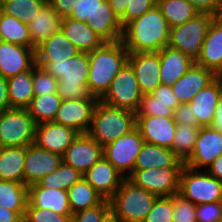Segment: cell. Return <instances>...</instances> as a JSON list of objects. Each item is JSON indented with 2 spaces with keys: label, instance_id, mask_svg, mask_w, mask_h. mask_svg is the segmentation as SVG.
Masks as SVG:
<instances>
[{
  "label": "cell",
  "instance_id": "277c9868",
  "mask_svg": "<svg viewBox=\"0 0 222 222\" xmlns=\"http://www.w3.org/2000/svg\"><path fill=\"white\" fill-rule=\"evenodd\" d=\"M135 128V112L109 106L99 100L87 133L104 147Z\"/></svg>",
  "mask_w": 222,
  "mask_h": 222
},
{
  "label": "cell",
  "instance_id": "d6986e66",
  "mask_svg": "<svg viewBox=\"0 0 222 222\" xmlns=\"http://www.w3.org/2000/svg\"><path fill=\"white\" fill-rule=\"evenodd\" d=\"M79 132L54 121L36 125L35 144L50 152L63 155Z\"/></svg>",
  "mask_w": 222,
  "mask_h": 222
},
{
  "label": "cell",
  "instance_id": "ac0fdd59",
  "mask_svg": "<svg viewBox=\"0 0 222 222\" xmlns=\"http://www.w3.org/2000/svg\"><path fill=\"white\" fill-rule=\"evenodd\" d=\"M176 127L173 117L136 116V128L148 144L172 149Z\"/></svg>",
  "mask_w": 222,
  "mask_h": 222
},
{
  "label": "cell",
  "instance_id": "d590c367",
  "mask_svg": "<svg viewBox=\"0 0 222 222\" xmlns=\"http://www.w3.org/2000/svg\"><path fill=\"white\" fill-rule=\"evenodd\" d=\"M157 6L161 9L170 29L200 14L189 0H157Z\"/></svg>",
  "mask_w": 222,
  "mask_h": 222
},
{
  "label": "cell",
  "instance_id": "83f0119b",
  "mask_svg": "<svg viewBox=\"0 0 222 222\" xmlns=\"http://www.w3.org/2000/svg\"><path fill=\"white\" fill-rule=\"evenodd\" d=\"M80 52L60 30L36 46L35 57L36 61H63Z\"/></svg>",
  "mask_w": 222,
  "mask_h": 222
},
{
  "label": "cell",
  "instance_id": "91938a15",
  "mask_svg": "<svg viewBox=\"0 0 222 222\" xmlns=\"http://www.w3.org/2000/svg\"><path fill=\"white\" fill-rule=\"evenodd\" d=\"M109 5L114 10V13L119 19L124 15L125 9L128 4V0H108Z\"/></svg>",
  "mask_w": 222,
  "mask_h": 222
},
{
  "label": "cell",
  "instance_id": "c3c4849f",
  "mask_svg": "<svg viewBox=\"0 0 222 222\" xmlns=\"http://www.w3.org/2000/svg\"><path fill=\"white\" fill-rule=\"evenodd\" d=\"M197 222H222V201L196 205Z\"/></svg>",
  "mask_w": 222,
  "mask_h": 222
},
{
  "label": "cell",
  "instance_id": "11a10c76",
  "mask_svg": "<svg viewBox=\"0 0 222 222\" xmlns=\"http://www.w3.org/2000/svg\"><path fill=\"white\" fill-rule=\"evenodd\" d=\"M10 108L8 97V83L5 77L0 76V112Z\"/></svg>",
  "mask_w": 222,
  "mask_h": 222
},
{
  "label": "cell",
  "instance_id": "f546056e",
  "mask_svg": "<svg viewBox=\"0 0 222 222\" xmlns=\"http://www.w3.org/2000/svg\"><path fill=\"white\" fill-rule=\"evenodd\" d=\"M61 22L60 15L46 3L31 22L27 24L31 42L38 46L52 34L61 30Z\"/></svg>",
  "mask_w": 222,
  "mask_h": 222
},
{
  "label": "cell",
  "instance_id": "9c48e42d",
  "mask_svg": "<svg viewBox=\"0 0 222 222\" xmlns=\"http://www.w3.org/2000/svg\"><path fill=\"white\" fill-rule=\"evenodd\" d=\"M143 94L132 67L126 63L100 99L109 106L137 112Z\"/></svg>",
  "mask_w": 222,
  "mask_h": 222
},
{
  "label": "cell",
  "instance_id": "1f68e13d",
  "mask_svg": "<svg viewBox=\"0 0 222 222\" xmlns=\"http://www.w3.org/2000/svg\"><path fill=\"white\" fill-rule=\"evenodd\" d=\"M10 108H27L34 97L32 69L7 79Z\"/></svg>",
  "mask_w": 222,
  "mask_h": 222
},
{
  "label": "cell",
  "instance_id": "6da1fadb",
  "mask_svg": "<svg viewBox=\"0 0 222 222\" xmlns=\"http://www.w3.org/2000/svg\"><path fill=\"white\" fill-rule=\"evenodd\" d=\"M170 27L157 4L123 27L122 43L129 53L159 52L168 46Z\"/></svg>",
  "mask_w": 222,
  "mask_h": 222
},
{
  "label": "cell",
  "instance_id": "8fae6325",
  "mask_svg": "<svg viewBox=\"0 0 222 222\" xmlns=\"http://www.w3.org/2000/svg\"><path fill=\"white\" fill-rule=\"evenodd\" d=\"M139 130L133 129L130 133L117 138L103 147V156L127 178L126 171L133 172L137 155L144 144Z\"/></svg>",
  "mask_w": 222,
  "mask_h": 222
},
{
  "label": "cell",
  "instance_id": "60d3db41",
  "mask_svg": "<svg viewBox=\"0 0 222 222\" xmlns=\"http://www.w3.org/2000/svg\"><path fill=\"white\" fill-rule=\"evenodd\" d=\"M32 83L34 95H47L58 92V80L38 65L32 68Z\"/></svg>",
  "mask_w": 222,
  "mask_h": 222
},
{
  "label": "cell",
  "instance_id": "d6a6232c",
  "mask_svg": "<svg viewBox=\"0 0 222 222\" xmlns=\"http://www.w3.org/2000/svg\"><path fill=\"white\" fill-rule=\"evenodd\" d=\"M28 203V186L0 180V207L17 212L23 219Z\"/></svg>",
  "mask_w": 222,
  "mask_h": 222
},
{
  "label": "cell",
  "instance_id": "7dc6e473",
  "mask_svg": "<svg viewBox=\"0 0 222 222\" xmlns=\"http://www.w3.org/2000/svg\"><path fill=\"white\" fill-rule=\"evenodd\" d=\"M157 4V0H128L124 15L120 18L124 27L131 20L141 17Z\"/></svg>",
  "mask_w": 222,
  "mask_h": 222
},
{
  "label": "cell",
  "instance_id": "2e32d148",
  "mask_svg": "<svg viewBox=\"0 0 222 222\" xmlns=\"http://www.w3.org/2000/svg\"><path fill=\"white\" fill-rule=\"evenodd\" d=\"M221 154L222 133L210 126L200 127L193 153L184 164L192 169L204 170Z\"/></svg>",
  "mask_w": 222,
  "mask_h": 222
},
{
  "label": "cell",
  "instance_id": "7c38bea8",
  "mask_svg": "<svg viewBox=\"0 0 222 222\" xmlns=\"http://www.w3.org/2000/svg\"><path fill=\"white\" fill-rule=\"evenodd\" d=\"M98 101V98L62 100L54 122L87 133Z\"/></svg>",
  "mask_w": 222,
  "mask_h": 222
},
{
  "label": "cell",
  "instance_id": "52a82bcc",
  "mask_svg": "<svg viewBox=\"0 0 222 222\" xmlns=\"http://www.w3.org/2000/svg\"><path fill=\"white\" fill-rule=\"evenodd\" d=\"M202 172L184 165L180 173L178 194L195 205L222 201V182Z\"/></svg>",
  "mask_w": 222,
  "mask_h": 222
},
{
  "label": "cell",
  "instance_id": "ba28073f",
  "mask_svg": "<svg viewBox=\"0 0 222 222\" xmlns=\"http://www.w3.org/2000/svg\"><path fill=\"white\" fill-rule=\"evenodd\" d=\"M36 125L25 108H9L0 112V148L33 144Z\"/></svg>",
  "mask_w": 222,
  "mask_h": 222
},
{
  "label": "cell",
  "instance_id": "681fc988",
  "mask_svg": "<svg viewBox=\"0 0 222 222\" xmlns=\"http://www.w3.org/2000/svg\"><path fill=\"white\" fill-rule=\"evenodd\" d=\"M102 1L104 0H76L71 6L72 12L69 17L86 22Z\"/></svg>",
  "mask_w": 222,
  "mask_h": 222
},
{
  "label": "cell",
  "instance_id": "f35d334b",
  "mask_svg": "<svg viewBox=\"0 0 222 222\" xmlns=\"http://www.w3.org/2000/svg\"><path fill=\"white\" fill-rule=\"evenodd\" d=\"M201 126L177 125L172 150L185 162L193 153Z\"/></svg>",
  "mask_w": 222,
  "mask_h": 222
},
{
  "label": "cell",
  "instance_id": "4316f807",
  "mask_svg": "<svg viewBox=\"0 0 222 222\" xmlns=\"http://www.w3.org/2000/svg\"><path fill=\"white\" fill-rule=\"evenodd\" d=\"M28 203L33 207L52 210L60 215H72L67 190L28 187Z\"/></svg>",
  "mask_w": 222,
  "mask_h": 222
},
{
  "label": "cell",
  "instance_id": "94428289",
  "mask_svg": "<svg viewBox=\"0 0 222 222\" xmlns=\"http://www.w3.org/2000/svg\"><path fill=\"white\" fill-rule=\"evenodd\" d=\"M103 222H120L112 214H110Z\"/></svg>",
  "mask_w": 222,
  "mask_h": 222
},
{
  "label": "cell",
  "instance_id": "816d5d0a",
  "mask_svg": "<svg viewBox=\"0 0 222 222\" xmlns=\"http://www.w3.org/2000/svg\"><path fill=\"white\" fill-rule=\"evenodd\" d=\"M173 120L177 125L200 126L188 103L179 104L173 110Z\"/></svg>",
  "mask_w": 222,
  "mask_h": 222
},
{
  "label": "cell",
  "instance_id": "6f0895ef",
  "mask_svg": "<svg viewBox=\"0 0 222 222\" xmlns=\"http://www.w3.org/2000/svg\"><path fill=\"white\" fill-rule=\"evenodd\" d=\"M0 222H23V218L13 210L0 207Z\"/></svg>",
  "mask_w": 222,
  "mask_h": 222
},
{
  "label": "cell",
  "instance_id": "ab89813d",
  "mask_svg": "<svg viewBox=\"0 0 222 222\" xmlns=\"http://www.w3.org/2000/svg\"><path fill=\"white\" fill-rule=\"evenodd\" d=\"M46 3L47 0H3V13L28 24Z\"/></svg>",
  "mask_w": 222,
  "mask_h": 222
},
{
  "label": "cell",
  "instance_id": "484cf974",
  "mask_svg": "<svg viewBox=\"0 0 222 222\" xmlns=\"http://www.w3.org/2000/svg\"><path fill=\"white\" fill-rule=\"evenodd\" d=\"M184 165L172 149L144 143L137 155L134 169L183 168Z\"/></svg>",
  "mask_w": 222,
  "mask_h": 222
},
{
  "label": "cell",
  "instance_id": "cb8c5ba5",
  "mask_svg": "<svg viewBox=\"0 0 222 222\" xmlns=\"http://www.w3.org/2000/svg\"><path fill=\"white\" fill-rule=\"evenodd\" d=\"M221 93L222 78L218 76L212 83L200 90L188 103L201 127L212 124Z\"/></svg>",
  "mask_w": 222,
  "mask_h": 222
},
{
  "label": "cell",
  "instance_id": "30bf717a",
  "mask_svg": "<svg viewBox=\"0 0 222 222\" xmlns=\"http://www.w3.org/2000/svg\"><path fill=\"white\" fill-rule=\"evenodd\" d=\"M182 168L134 169L127 179L158 197H169L179 193Z\"/></svg>",
  "mask_w": 222,
  "mask_h": 222
},
{
  "label": "cell",
  "instance_id": "603a6c76",
  "mask_svg": "<svg viewBox=\"0 0 222 222\" xmlns=\"http://www.w3.org/2000/svg\"><path fill=\"white\" fill-rule=\"evenodd\" d=\"M86 24L105 42H114L122 39L123 26L119 17L109 5L108 0L102 1Z\"/></svg>",
  "mask_w": 222,
  "mask_h": 222
},
{
  "label": "cell",
  "instance_id": "f5cc1de1",
  "mask_svg": "<svg viewBox=\"0 0 222 222\" xmlns=\"http://www.w3.org/2000/svg\"><path fill=\"white\" fill-rule=\"evenodd\" d=\"M199 13H208L218 17L222 0H189Z\"/></svg>",
  "mask_w": 222,
  "mask_h": 222
},
{
  "label": "cell",
  "instance_id": "ffe728a7",
  "mask_svg": "<svg viewBox=\"0 0 222 222\" xmlns=\"http://www.w3.org/2000/svg\"><path fill=\"white\" fill-rule=\"evenodd\" d=\"M83 177L103 197L110 200L125 177L104 156Z\"/></svg>",
  "mask_w": 222,
  "mask_h": 222
},
{
  "label": "cell",
  "instance_id": "44dd1931",
  "mask_svg": "<svg viewBox=\"0 0 222 222\" xmlns=\"http://www.w3.org/2000/svg\"><path fill=\"white\" fill-rule=\"evenodd\" d=\"M217 77L213 71L194 64L171 88L180 104L189 103L200 90Z\"/></svg>",
  "mask_w": 222,
  "mask_h": 222
},
{
  "label": "cell",
  "instance_id": "4fadbf2b",
  "mask_svg": "<svg viewBox=\"0 0 222 222\" xmlns=\"http://www.w3.org/2000/svg\"><path fill=\"white\" fill-rule=\"evenodd\" d=\"M102 157L103 146L88 133H79L62 155V160L84 174Z\"/></svg>",
  "mask_w": 222,
  "mask_h": 222
},
{
  "label": "cell",
  "instance_id": "5bb4252c",
  "mask_svg": "<svg viewBox=\"0 0 222 222\" xmlns=\"http://www.w3.org/2000/svg\"><path fill=\"white\" fill-rule=\"evenodd\" d=\"M63 162L62 155L38 147L35 143L26 146L24 184H36L42 177L55 171Z\"/></svg>",
  "mask_w": 222,
  "mask_h": 222
},
{
  "label": "cell",
  "instance_id": "bcb514c9",
  "mask_svg": "<svg viewBox=\"0 0 222 222\" xmlns=\"http://www.w3.org/2000/svg\"><path fill=\"white\" fill-rule=\"evenodd\" d=\"M196 205L181 195H173V222H197Z\"/></svg>",
  "mask_w": 222,
  "mask_h": 222
},
{
  "label": "cell",
  "instance_id": "8992f818",
  "mask_svg": "<svg viewBox=\"0 0 222 222\" xmlns=\"http://www.w3.org/2000/svg\"><path fill=\"white\" fill-rule=\"evenodd\" d=\"M215 16L200 13L186 23L170 29L168 46L183 52L196 62L201 54L203 42Z\"/></svg>",
  "mask_w": 222,
  "mask_h": 222
},
{
  "label": "cell",
  "instance_id": "8d00e7d4",
  "mask_svg": "<svg viewBox=\"0 0 222 222\" xmlns=\"http://www.w3.org/2000/svg\"><path fill=\"white\" fill-rule=\"evenodd\" d=\"M62 103L58 93L47 95H34L26 108L36 124L54 121L56 112Z\"/></svg>",
  "mask_w": 222,
  "mask_h": 222
},
{
  "label": "cell",
  "instance_id": "7a4b0ae2",
  "mask_svg": "<svg viewBox=\"0 0 222 222\" xmlns=\"http://www.w3.org/2000/svg\"><path fill=\"white\" fill-rule=\"evenodd\" d=\"M47 73L58 80V95L62 100L96 98L88 88L89 53L80 52L63 61H36Z\"/></svg>",
  "mask_w": 222,
  "mask_h": 222
},
{
  "label": "cell",
  "instance_id": "4dcf8cb0",
  "mask_svg": "<svg viewBox=\"0 0 222 222\" xmlns=\"http://www.w3.org/2000/svg\"><path fill=\"white\" fill-rule=\"evenodd\" d=\"M26 146L0 148V180L24 184Z\"/></svg>",
  "mask_w": 222,
  "mask_h": 222
},
{
  "label": "cell",
  "instance_id": "3957f363",
  "mask_svg": "<svg viewBox=\"0 0 222 222\" xmlns=\"http://www.w3.org/2000/svg\"><path fill=\"white\" fill-rule=\"evenodd\" d=\"M129 52L121 40L104 42L100 47L89 52L88 88L99 100L108 91L111 82L127 63Z\"/></svg>",
  "mask_w": 222,
  "mask_h": 222
},
{
  "label": "cell",
  "instance_id": "74e56055",
  "mask_svg": "<svg viewBox=\"0 0 222 222\" xmlns=\"http://www.w3.org/2000/svg\"><path fill=\"white\" fill-rule=\"evenodd\" d=\"M82 177L83 174L80 171L62 162L55 171L42 177L36 184L29 187L68 190Z\"/></svg>",
  "mask_w": 222,
  "mask_h": 222
},
{
  "label": "cell",
  "instance_id": "db71d44e",
  "mask_svg": "<svg viewBox=\"0 0 222 222\" xmlns=\"http://www.w3.org/2000/svg\"><path fill=\"white\" fill-rule=\"evenodd\" d=\"M76 0H47V3L55 10L61 18L69 17Z\"/></svg>",
  "mask_w": 222,
  "mask_h": 222
},
{
  "label": "cell",
  "instance_id": "d4e9b609",
  "mask_svg": "<svg viewBox=\"0 0 222 222\" xmlns=\"http://www.w3.org/2000/svg\"><path fill=\"white\" fill-rule=\"evenodd\" d=\"M161 84L172 86L195 62L183 52L166 46L159 52Z\"/></svg>",
  "mask_w": 222,
  "mask_h": 222
},
{
  "label": "cell",
  "instance_id": "9a60e30c",
  "mask_svg": "<svg viewBox=\"0 0 222 222\" xmlns=\"http://www.w3.org/2000/svg\"><path fill=\"white\" fill-rule=\"evenodd\" d=\"M127 63L132 67L143 95L161 84L158 52L129 53Z\"/></svg>",
  "mask_w": 222,
  "mask_h": 222
},
{
  "label": "cell",
  "instance_id": "836d02e7",
  "mask_svg": "<svg viewBox=\"0 0 222 222\" xmlns=\"http://www.w3.org/2000/svg\"><path fill=\"white\" fill-rule=\"evenodd\" d=\"M67 192L72 214L94 207L104 200L84 177L70 187Z\"/></svg>",
  "mask_w": 222,
  "mask_h": 222
},
{
  "label": "cell",
  "instance_id": "680465c9",
  "mask_svg": "<svg viewBox=\"0 0 222 222\" xmlns=\"http://www.w3.org/2000/svg\"><path fill=\"white\" fill-rule=\"evenodd\" d=\"M210 127L222 133V93L219 97L218 104L215 110V115Z\"/></svg>",
  "mask_w": 222,
  "mask_h": 222
},
{
  "label": "cell",
  "instance_id": "f1b7e54d",
  "mask_svg": "<svg viewBox=\"0 0 222 222\" xmlns=\"http://www.w3.org/2000/svg\"><path fill=\"white\" fill-rule=\"evenodd\" d=\"M61 31L81 52L89 53L105 42L86 22L70 17L62 18Z\"/></svg>",
  "mask_w": 222,
  "mask_h": 222
},
{
  "label": "cell",
  "instance_id": "e575fe53",
  "mask_svg": "<svg viewBox=\"0 0 222 222\" xmlns=\"http://www.w3.org/2000/svg\"><path fill=\"white\" fill-rule=\"evenodd\" d=\"M0 41L36 48L31 42L28 25L6 13L0 15Z\"/></svg>",
  "mask_w": 222,
  "mask_h": 222
},
{
  "label": "cell",
  "instance_id": "7402d4cb",
  "mask_svg": "<svg viewBox=\"0 0 222 222\" xmlns=\"http://www.w3.org/2000/svg\"><path fill=\"white\" fill-rule=\"evenodd\" d=\"M198 66L213 71L217 76L222 73V19L215 17L203 42L201 54L195 62Z\"/></svg>",
  "mask_w": 222,
  "mask_h": 222
},
{
  "label": "cell",
  "instance_id": "6125c7cd",
  "mask_svg": "<svg viewBox=\"0 0 222 222\" xmlns=\"http://www.w3.org/2000/svg\"><path fill=\"white\" fill-rule=\"evenodd\" d=\"M3 13V0H0V15Z\"/></svg>",
  "mask_w": 222,
  "mask_h": 222
},
{
  "label": "cell",
  "instance_id": "7bdbcfd3",
  "mask_svg": "<svg viewBox=\"0 0 222 222\" xmlns=\"http://www.w3.org/2000/svg\"><path fill=\"white\" fill-rule=\"evenodd\" d=\"M143 222H173V196L158 197Z\"/></svg>",
  "mask_w": 222,
  "mask_h": 222
},
{
  "label": "cell",
  "instance_id": "be15d7a7",
  "mask_svg": "<svg viewBox=\"0 0 222 222\" xmlns=\"http://www.w3.org/2000/svg\"><path fill=\"white\" fill-rule=\"evenodd\" d=\"M218 17L222 19V5H221V10H220Z\"/></svg>",
  "mask_w": 222,
  "mask_h": 222
},
{
  "label": "cell",
  "instance_id": "ee69618b",
  "mask_svg": "<svg viewBox=\"0 0 222 222\" xmlns=\"http://www.w3.org/2000/svg\"><path fill=\"white\" fill-rule=\"evenodd\" d=\"M136 116L173 117V109L171 104L151 103V93H148L142 96Z\"/></svg>",
  "mask_w": 222,
  "mask_h": 222
},
{
  "label": "cell",
  "instance_id": "f907efd6",
  "mask_svg": "<svg viewBox=\"0 0 222 222\" xmlns=\"http://www.w3.org/2000/svg\"><path fill=\"white\" fill-rule=\"evenodd\" d=\"M151 103L171 104L173 110L180 104L171 86L163 84L151 92Z\"/></svg>",
  "mask_w": 222,
  "mask_h": 222
},
{
  "label": "cell",
  "instance_id": "b9f144b4",
  "mask_svg": "<svg viewBox=\"0 0 222 222\" xmlns=\"http://www.w3.org/2000/svg\"><path fill=\"white\" fill-rule=\"evenodd\" d=\"M110 214V200L104 199L94 207L72 214L71 222H103Z\"/></svg>",
  "mask_w": 222,
  "mask_h": 222
},
{
  "label": "cell",
  "instance_id": "f6af8a7d",
  "mask_svg": "<svg viewBox=\"0 0 222 222\" xmlns=\"http://www.w3.org/2000/svg\"><path fill=\"white\" fill-rule=\"evenodd\" d=\"M72 215H60L52 210L40 209L27 203L23 222H71Z\"/></svg>",
  "mask_w": 222,
  "mask_h": 222
},
{
  "label": "cell",
  "instance_id": "5b68a950",
  "mask_svg": "<svg viewBox=\"0 0 222 222\" xmlns=\"http://www.w3.org/2000/svg\"><path fill=\"white\" fill-rule=\"evenodd\" d=\"M157 198L125 178L110 199L111 214L120 222H143Z\"/></svg>",
  "mask_w": 222,
  "mask_h": 222
},
{
  "label": "cell",
  "instance_id": "9f6ffc18",
  "mask_svg": "<svg viewBox=\"0 0 222 222\" xmlns=\"http://www.w3.org/2000/svg\"><path fill=\"white\" fill-rule=\"evenodd\" d=\"M207 171L209 175L222 182V154L208 166Z\"/></svg>",
  "mask_w": 222,
  "mask_h": 222
},
{
  "label": "cell",
  "instance_id": "e0dca14e",
  "mask_svg": "<svg viewBox=\"0 0 222 222\" xmlns=\"http://www.w3.org/2000/svg\"><path fill=\"white\" fill-rule=\"evenodd\" d=\"M35 49L0 41V76L6 79L36 65Z\"/></svg>",
  "mask_w": 222,
  "mask_h": 222
}]
</instances>
